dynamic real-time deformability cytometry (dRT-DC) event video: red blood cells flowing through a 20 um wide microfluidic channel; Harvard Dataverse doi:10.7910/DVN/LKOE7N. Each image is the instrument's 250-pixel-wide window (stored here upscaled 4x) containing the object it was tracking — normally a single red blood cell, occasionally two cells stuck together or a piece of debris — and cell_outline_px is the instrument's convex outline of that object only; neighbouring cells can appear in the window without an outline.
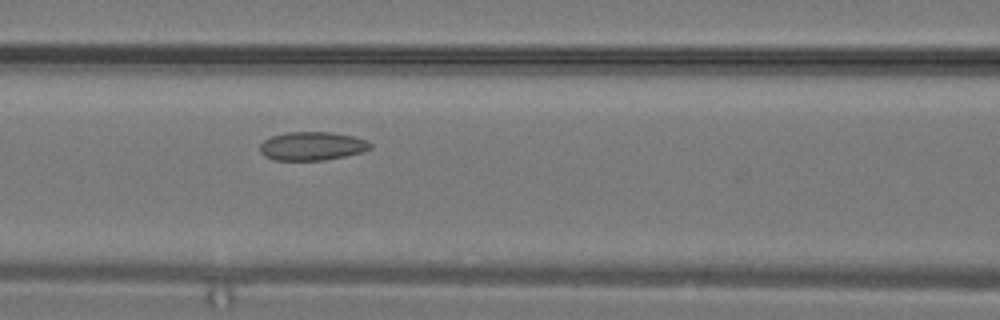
{"species": "common noctule bat (a hibernating species)", "species_latin": "Nyctalus noctula", "temperature_condition": "warm", "stored_images_in_passage": 10, "segment_of_instrument_passage": [1, 2], "camera_frame_rate_fps": 3000, "um_per_image_px": 0.085, "animal": {"sex": "male", "body_mass_g": 19.2, "forearm_length_mm": 51.8}, "frame": {"image": 1, "passage_image": 9, "time_ms": 2.667, "image_size_px": [1000, 320], "cell_outline_px": [[372, 148], [360, 152], [344, 156], [324, 160], [272, 160], [264, 156], [260, 152], [260, 144], [264, 140], [272, 136], [288, 132], [332, 132], [352, 136], [364, 140], [372, 144]], "centroid_in_image_um": [26.49, 12.42], "position_along_channel_um": 140.1, "area_um2": 18.26}}